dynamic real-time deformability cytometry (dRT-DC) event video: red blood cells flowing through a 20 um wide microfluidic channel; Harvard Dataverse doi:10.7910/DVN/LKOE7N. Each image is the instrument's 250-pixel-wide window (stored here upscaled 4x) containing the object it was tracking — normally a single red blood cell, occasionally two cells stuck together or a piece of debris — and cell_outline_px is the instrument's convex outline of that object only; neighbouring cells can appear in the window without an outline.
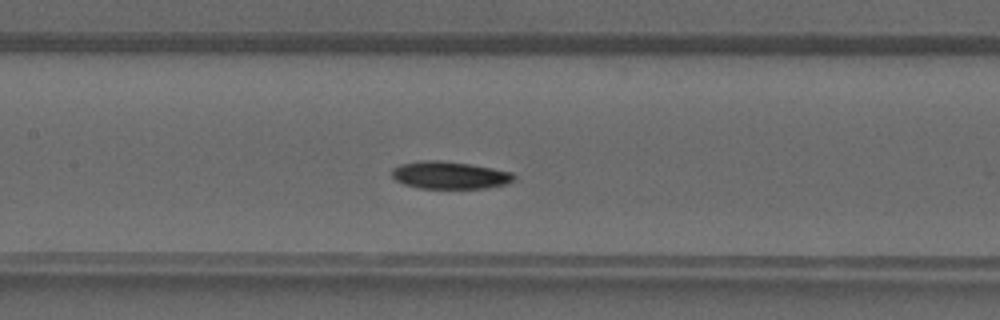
{"species": "common noctule bat (a hibernating species)", "species_latin": "Nyctalus noctula", "temperature_condition": "warm", "stored_images_in_passage": 21, "camera_frame_rate_fps": 3000, "um_per_image_px": 0.085, "animal": {"sex": "male", "forearm_length_mm": 52.5}, "frame": {"image": 1, "passage_image": 17, "time_ms": 5.333, "image_size_px": [1000, 320], "cell_outline_px": [[516, 176], [508, 184], [488, 188], [420, 188], [404, 184], [396, 180], [392, 176], [392, 168], [400, 164], [420, 160], [440, 160], [468, 164], [492, 168], [512, 172]], "centroid_in_image_um": [38.22, 14.89], "position_along_channel_um": 169.2, "area_um2": 19.54}}
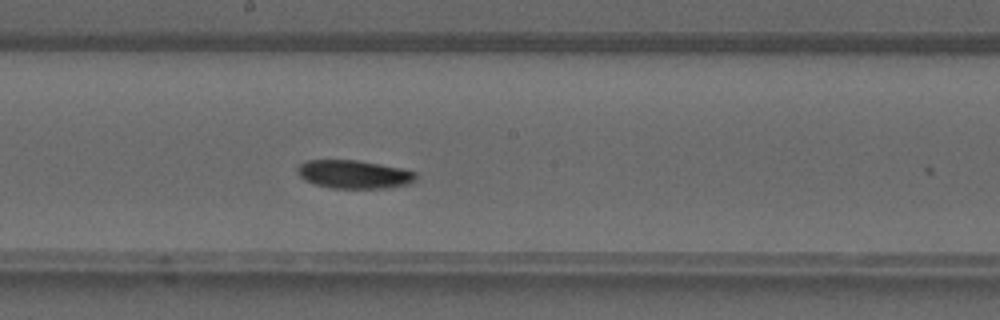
{"frame": {"image": 2, "passage_image": 20, "time_ms": 6.333, "image_size_px": [1000, 320], "cell_outline_px": [[416, 180], [412, 184], [384, 188], [332, 188], [316, 184], [304, 180], [296, 172], [296, 168], [300, 164], [308, 160], [356, 160], [380, 164], [400, 168], [416, 172]], "centroid_in_image_um": [30.1, 14.82], "position_along_channel_um": 218.1, "area_um2": 19.59}}